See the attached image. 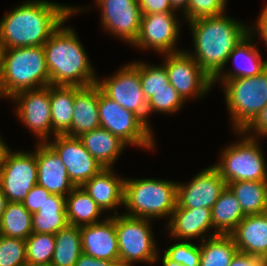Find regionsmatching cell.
Segmentation results:
<instances>
[{
    "label": "cell",
    "mask_w": 267,
    "mask_h": 266,
    "mask_svg": "<svg viewBox=\"0 0 267 266\" xmlns=\"http://www.w3.org/2000/svg\"><path fill=\"white\" fill-rule=\"evenodd\" d=\"M79 8L47 0L25 1L1 19L0 42L4 49L43 46Z\"/></svg>",
    "instance_id": "1"
},
{
    "label": "cell",
    "mask_w": 267,
    "mask_h": 266,
    "mask_svg": "<svg viewBox=\"0 0 267 266\" xmlns=\"http://www.w3.org/2000/svg\"><path fill=\"white\" fill-rule=\"evenodd\" d=\"M188 23L195 52L187 53L212 80L223 70L232 50L250 32V26L225 14L198 18Z\"/></svg>",
    "instance_id": "2"
},
{
    "label": "cell",
    "mask_w": 267,
    "mask_h": 266,
    "mask_svg": "<svg viewBox=\"0 0 267 266\" xmlns=\"http://www.w3.org/2000/svg\"><path fill=\"white\" fill-rule=\"evenodd\" d=\"M64 23L43 45L50 85L86 87L96 84L99 78L82 43L74 29L62 27Z\"/></svg>",
    "instance_id": "3"
},
{
    "label": "cell",
    "mask_w": 267,
    "mask_h": 266,
    "mask_svg": "<svg viewBox=\"0 0 267 266\" xmlns=\"http://www.w3.org/2000/svg\"><path fill=\"white\" fill-rule=\"evenodd\" d=\"M50 85L43 46L6 48L0 77V97Z\"/></svg>",
    "instance_id": "4"
},
{
    "label": "cell",
    "mask_w": 267,
    "mask_h": 266,
    "mask_svg": "<svg viewBox=\"0 0 267 266\" xmlns=\"http://www.w3.org/2000/svg\"><path fill=\"white\" fill-rule=\"evenodd\" d=\"M124 215L135 218H171L177 205V182L159 179H125ZM153 217V218H152Z\"/></svg>",
    "instance_id": "5"
},
{
    "label": "cell",
    "mask_w": 267,
    "mask_h": 266,
    "mask_svg": "<svg viewBox=\"0 0 267 266\" xmlns=\"http://www.w3.org/2000/svg\"><path fill=\"white\" fill-rule=\"evenodd\" d=\"M221 81L233 129L242 131L267 105V68L253 77Z\"/></svg>",
    "instance_id": "6"
},
{
    "label": "cell",
    "mask_w": 267,
    "mask_h": 266,
    "mask_svg": "<svg viewBox=\"0 0 267 266\" xmlns=\"http://www.w3.org/2000/svg\"><path fill=\"white\" fill-rule=\"evenodd\" d=\"M258 139L243 137L237 143L230 144L221 154V162L213 165L226 184L235 181L267 180V165Z\"/></svg>",
    "instance_id": "7"
},
{
    "label": "cell",
    "mask_w": 267,
    "mask_h": 266,
    "mask_svg": "<svg viewBox=\"0 0 267 266\" xmlns=\"http://www.w3.org/2000/svg\"><path fill=\"white\" fill-rule=\"evenodd\" d=\"M100 127L119 137L127 145L145 149L154 148V137L149 128L136 114L107 97L99 87Z\"/></svg>",
    "instance_id": "8"
},
{
    "label": "cell",
    "mask_w": 267,
    "mask_h": 266,
    "mask_svg": "<svg viewBox=\"0 0 267 266\" xmlns=\"http://www.w3.org/2000/svg\"><path fill=\"white\" fill-rule=\"evenodd\" d=\"M115 227L119 246V260L126 263H154L158 260L150 220L135 218L114 211Z\"/></svg>",
    "instance_id": "9"
},
{
    "label": "cell",
    "mask_w": 267,
    "mask_h": 266,
    "mask_svg": "<svg viewBox=\"0 0 267 266\" xmlns=\"http://www.w3.org/2000/svg\"><path fill=\"white\" fill-rule=\"evenodd\" d=\"M100 90L120 106L136 114L149 128L147 99L140 81V61L124 65L107 79L97 80Z\"/></svg>",
    "instance_id": "10"
},
{
    "label": "cell",
    "mask_w": 267,
    "mask_h": 266,
    "mask_svg": "<svg viewBox=\"0 0 267 266\" xmlns=\"http://www.w3.org/2000/svg\"><path fill=\"white\" fill-rule=\"evenodd\" d=\"M36 151L9 150L0 167V187L9 202H23L37 184Z\"/></svg>",
    "instance_id": "11"
},
{
    "label": "cell",
    "mask_w": 267,
    "mask_h": 266,
    "mask_svg": "<svg viewBox=\"0 0 267 266\" xmlns=\"http://www.w3.org/2000/svg\"><path fill=\"white\" fill-rule=\"evenodd\" d=\"M165 57L163 65L168 73L169 83L184 101L190 97L199 98L212 88V79L186 51L165 54Z\"/></svg>",
    "instance_id": "12"
},
{
    "label": "cell",
    "mask_w": 267,
    "mask_h": 266,
    "mask_svg": "<svg viewBox=\"0 0 267 266\" xmlns=\"http://www.w3.org/2000/svg\"><path fill=\"white\" fill-rule=\"evenodd\" d=\"M11 99L18 104L15 111L22 124L38 136L40 143L48 142L52 135L50 85L19 91Z\"/></svg>",
    "instance_id": "13"
},
{
    "label": "cell",
    "mask_w": 267,
    "mask_h": 266,
    "mask_svg": "<svg viewBox=\"0 0 267 266\" xmlns=\"http://www.w3.org/2000/svg\"><path fill=\"white\" fill-rule=\"evenodd\" d=\"M180 26L174 12L142 15L139 35L133 46L141 49L152 48L160 54L183 51L175 49Z\"/></svg>",
    "instance_id": "14"
},
{
    "label": "cell",
    "mask_w": 267,
    "mask_h": 266,
    "mask_svg": "<svg viewBox=\"0 0 267 266\" xmlns=\"http://www.w3.org/2000/svg\"><path fill=\"white\" fill-rule=\"evenodd\" d=\"M53 141L46 142L60 157L67 169L69 179L75 187L83 186L103 167L84 148L78 137L55 135Z\"/></svg>",
    "instance_id": "15"
},
{
    "label": "cell",
    "mask_w": 267,
    "mask_h": 266,
    "mask_svg": "<svg viewBox=\"0 0 267 266\" xmlns=\"http://www.w3.org/2000/svg\"><path fill=\"white\" fill-rule=\"evenodd\" d=\"M101 9V23L107 31L134 44L140 31L138 0H95Z\"/></svg>",
    "instance_id": "16"
},
{
    "label": "cell",
    "mask_w": 267,
    "mask_h": 266,
    "mask_svg": "<svg viewBox=\"0 0 267 266\" xmlns=\"http://www.w3.org/2000/svg\"><path fill=\"white\" fill-rule=\"evenodd\" d=\"M177 183V204L182 208L212 209L227 186L219 171L212 165L199 172L189 184Z\"/></svg>",
    "instance_id": "17"
},
{
    "label": "cell",
    "mask_w": 267,
    "mask_h": 266,
    "mask_svg": "<svg viewBox=\"0 0 267 266\" xmlns=\"http://www.w3.org/2000/svg\"><path fill=\"white\" fill-rule=\"evenodd\" d=\"M82 251L85 255L107 261L119 260L115 215L103 221L80 227Z\"/></svg>",
    "instance_id": "18"
},
{
    "label": "cell",
    "mask_w": 267,
    "mask_h": 266,
    "mask_svg": "<svg viewBox=\"0 0 267 266\" xmlns=\"http://www.w3.org/2000/svg\"><path fill=\"white\" fill-rule=\"evenodd\" d=\"M37 185L51 194L66 197L75 185L69 179L67 169L57 153L45 142L37 143Z\"/></svg>",
    "instance_id": "19"
},
{
    "label": "cell",
    "mask_w": 267,
    "mask_h": 266,
    "mask_svg": "<svg viewBox=\"0 0 267 266\" xmlns=\"http://www.w3.org/2000/svg\"><path fill=\"white\" fill-rule=\"evenodd\" d=\"M229 235L238 252L267 260V212L246 215Z\"/></svg>",
    "instance_id": "20"
},
{
    "label": "cell",
    "mask_w": 267,
    "mask_h": 266,
    "mask_svg": "<svg viewBox=\"0 0 267 266\" xmlns=\"http://www.w3.org/2000/svg\"><path fill=\"white\" fill-rule=\"evenodd\" d=\"M166 228H169L170 236L178 240L181 238L185 241L200 236V241H203V234L213 228L212 209L182 208L177 204Z\"/></svg>",
    "instance_id": "21"
},
{
    "label": "cell",
    "mask_w": 267,
    "mask_h": 266,
    "mask_svg": "<svg viewBox=\"0 0 267 266\" xmlns=\"http://www.w3.org/2000/svg\"><path fill=\"white\" fill-rule=\"evenodd\" d=\"M99 86H75L71 137H79L100 127Z\"/></svg>",
    "instance_id": "22"
},
{
    "label": "cell",
    "mask_w": 267,
    "mask_h": 266,
    "mask_svg": "<svg viewBox=\"0 0 267 266\" xmlns=\"http://www.w3.org/2000/svg\"><path fill=\"white\" fill-rule=\"evenodd\" d=\"M253 34L254 33H251L250 31L228 56L227 62L232 59L236 69L233 72L227 71L228 73L221 71L212 80L213 86L217 83L216 81H220V79L230 80L235 78L253 77L267 68V60L262 61V56L260 55L259 50L252 42Z\"/></svg>",
    "instance_id": "23"
},
{
    "label": "cell",
    "mask_w": 267,
    "mask_h": 266,
    "mask_svg": "<svg viewBox=\"0 0 267 266\" xmlns=\"http://www.w3.org/2000/svg\"><path fill=\"white\" fill-rule=\"evenodd\" d=\"M124 181L112 168H103L82 187L102 211H108L123 206Z\"/></svg>",
    "instance_id": "24"
},
{
    "label": "cell",
    "mask_w": 267,
    "mask_h": 266,
    "mask_svg": "<svg viewBox=\"0 0 267 266\" xmlns=\"http://www.w3.org/2000/svg\"><path fill=\"white\" fill-rule=\"evenodd\" d=\"M84 148L103 168H112L127 144L102 127L96 128L78 137Z\"/></svg>",
    "instance_id": "25"
},
{
    "label": "cell",
    "mask_w": 267,
    "mask_h": 266,
    "mask_svg": "<svg viewBox=\"0 0 267 266\" xmlns=\"http://www.w3.org/2000/svg\"><path fill=\"white\" fill-rule=\"evenodd\" d=\"M75 86L50 85L53 135L71 136Z\"/></svg>",
    "instance_id": "26"
},
{
    "label": "cell",
    "mask_w": 267,
    "mask_h": 266,
    "mask_svg": "<svg viewBox=\"0 0 267 266\" xmlns=\"http://www.w3.org/2000/svg\"><path fill=\"white\" fill-rule=\"evenodd\" d=\"M69 225L66 214V197L51 194L39 211L32 214V232L56 234Z\"/></svg>",
    "instance_id": "27"
},
{
    "label": "cell",
    "mask_w": 267,
    "mask_h": 266,
    "mask_svg": "<svg viewBox=\"0 0 267 266\" xmlns=\"http://www.w3.org/2000/svg\"><path fill=\"white\" fill-rule=\"evenodd\" d=\"M102 210L83 187H75L66 196V214L69 225L82 227L101 222Z\"/></svg>",
    "instance_id": "28"
},
{
    "label": "cell",
    "mask_w": 267,
    "mask_h": 266,
    "mask_svg": "<svg viewBox=\"0 0 267 266\" xmlns=\"http://www.w3.org/2000/svg\"><path fill=\"white\" fill-rule=\"evenodd\" d=\"M245 216L239 201L226 186L212 208V223L215 233L229 235Z\"/></svg>",
    "instance_id": "29"
},
{
    "label": "cell",
    "mask_w": 267,
    "mask_h": 266,
    "mask_svg": "<svg viewBox=\"0 0 267 266\" xmlns=\"http://www.w3.org/2000/svg\"><path fill=\"white\" fill-rule=\"evenodd\" d=\"M227 187L239 201L245 215L267 212V180L235 181L227 183Z\"/></svg>",
    "instance_id": "30"
},
{
    "label": "cell",
    "mask_w": 267,
    "mask_h": 266,
    "mask_svg": "<svg viewBox=\"0 0 267 266\" xmlns=\"http://www.w3.org/2000/svg\"><path fill=\"white\" fill-rule=\"evenodd\" d=\"M200 245L199 266H229L232 258L238 252L230 235L213 232Z\"/></svg>",
    "instance_id": "31"
},
{
    "label": "cell",
    "mask_w": 267,
    "mask_h": 266,
    "mask_svg": "<svg viewBox=\"0 0 267 266\" xmlns=\"http://www.w3.org/2000/svg\"><path fill=\"white\" fill-rule=\"evenodd\" d=\"M82 251L80 227L68 225L55 234L52 266H75Z\"/></svg>",
    "instance_id": "32"
},
{
    "label": "cell",
    "mask_w": 267,
    "mask_h": 266,
    "mask_svg": "<svg viewBox=\"0 0 267 266\" xmlns=\"http://www.w3.org/2000/svg\"><path fill=\"white\" fill-rule=\"evenodd\" d=\"M32 233V213L22 202H8L0 221V235L26 240Z\"/></svg>",
    "instance_id": "33"
},
{
    "label": "cell",
    "mask_w": 267,
    "mask_h": 266,
    "mask_svg": "<svg viewBox=\"0 0 267 266\" xmlns=\"http://www.w3.org/2000/svg\"><path fill=\"white\" fill-rule=\"evenodd\" d=\"M27 264H51L55 250V235L32 233L26 240Z\"/></svg>",
    "instance_id": "34"
},
{
    "label": "cell",
    "mask_w": 267,
    "mask_h": 266,
    "mask_svg": "<svg viewBox=\"0 0 267 266\" xmlns=\"http://www.w3.org/2000/svg\"><path fill=\"white\" fill-rule=\"evenodd\" d=\"M140 81L142 91L148 100L156 92L168 88L169 78L164 65H147L140 61Z\"/></svg>",
    "instance_id": "35"
},
{
    "label": "cell",
    "mask_w": 267,
    "mask_h": 266,
    "mask_svg": "<svg viewBox=\"0 0 267 266\" xmlns=\"http://www.w3.org/2000/svg\"><path fill=\"white\" fill-rule=\"evenodd\" d=\"M26 242L0 235V266H26Z\"/></svg>",
    "instance_id": "36"
},
{
    "label": "cell",
    "mask_w": 267,
    "mask_h": 266,
    "mask_svg": "<svg viewBox=\"0 0 267 266\" xmlns=\"http://www.w3.org/2000/svg\"><path fill=\"white\" fill-rule=\"evenodd\" d=\"M185 101L178 91L169 83L168 88L162 89L147 100L148 116L152 112L174 113L182 107Z\"/></svg>",
    "instance_id": "37"
},
{
    "label": "cell",
    "mask_w": 267,
    "mask_h": 266,
    "mask_svg": "<svg viewBox=\"0 0 267 266\" xmlns=\"http://www.w3.org/2000/svg\"><path fill=\"white\" fill-rule=\"evenodd\" d=\"M227 0H189L184 18L188 22L204 17H214L225 14Z\"/></svg>",
    "instance_id": "38"
},
{
    "label": "cell",
    "mask_w": 267,
    "mask_h": 266,
    "mask_svg": "<svg viewBox=\"0 0 267 266\" xmlns=\"http://www.w3.org/2000/svg\"><path fill=\"white\" fill-rule=\"evenodd\" d=\"M164 254L172 261L184 266H199L200 246L190 241H181L165 250Z\"/></svg>",
    "instance_id": "39"
},
{
    "label": "cell",
    "mask_w": 267,
    "mask_h": 266,
    "mask_svg": "<svg viewBox=\"0 0 267 266\" xmlns=\"http://www.w3.org/2000/svg\"><path fill=\"white\" fill-rule=\"evenodd\" d=\"M51 193L47 191L44 187L39 185H35L27 194L25 199L23 200L24 207L30 213H36L39 211L40 207L43 205L46 199L49 198Z\"/></svg>",
    "instance_id": "40"
},
{
    "label": "cell",
    "mask_w": 267,
    "mask_h": 266,
    "mask_svg": "<svg viewBox=\"0 0 267 266\" xmlns=\"http://www.w3.org/2000/svg\"><path fill=\"white\" fill-rule=\"evenodd\" d=\"M253 129V130H252ZM254 132V135H250L249 132ZM238 135H245L253 138L267 137V105L257 114V116L242 130L235 131Z\"/></svg>",
    "instance_id": "41"
},
{
    "label": "cell",
    "mask_w": 267,
    "mask_h": 266,
    "mask_svg": "<svg viewBox=\"0 0 267 266\" xmlns=\"http://www.w3.org/2000/svg\"><path fill=\"white\" fill-rule=\"evenodd\" d=\"M142 15L152 13L175 12L170 0H138Z\"/></svg>",
    "instance_id": "42"
},
{
    "label": "cell",
    "mask_w": 267,
    "mask_h": 266,
    "mask_svg": "<svg viewBox=\"0 0 267 266\" xmlns=\"http://www.w3.org/2000/svg\"><path fill=\"white\" fill-rule=\"evenodd\" d=\"M229 266H266V260L260 256L237 252Z\"/></svg>",
    "instance_id": "43"
},
{
    "label": "cell",
    "mask_w": 267,
    "mask_h": 266,
    "mask_svg": "<svg viewBox=\"0 0 267 266\" xmlns=\"http://www.w3.org/2000/svg\"><path fill=\"white\" fill-rule=\"evenodd\" d=\"M259 15L260 16L256 22L257 24L255 25L256 30L253 31V27L250 26V31H252L251 33L258 32L262 41L264 40V43L267 45V5L263 7V10Z\"/></svg>",
    "instance_id": "44"
},
{
    "label": "cell",
    "mask_w": 267,
    "mask_h": 266,
    "mask_svg": "<svg viewBox=\"0 0 267 266\" xmlns=\"http://www.w3.org/2000/svg\"><path fill=\"white\" fill-rule=\"evenodd\" d=\"M111 263V261L96 259L82 253L75 263V266H111Z\"/></svg>",
    "instance_id": "45"
},
{
    "label": "cell",
    "mask_w": 267,
    "mask_h": 266,
    "mask_svg": "<svg viewBox=\"0 0 267 266\" xmlns=\"http://www.w3.org/2000/svg\"><path fill=\"white\" fill-rule=\"evenodd\" d=\"M172 4V8L177 12L179 11V8L183 13L188 9L189 0H170Z\"/></svg>",
    "instance_id": "46"
},
{
    "label": "cell",
    "mask_w": 267,
    "mask_h": 266,
    "mask_svg": "<svg viewBox=\"0 0 267 266\" xmlns=\"http://www.w3.org/2000/svg\"><path fill=\"white\" fill-rule=\"evenodd\" d=\"M8 202L9 201H8L6 195L3 193V190L0 187V221H1L2 215L6 209Z\"/></svg>",
    "instance_id": "47"
},
{
    "label": "cell",
    "mask_w": 267,
    "mask_h": 266,
    "mask_svg": "<svg viewBox=\"0 0 267 266\" xmlns=\"http://www.w3.org/2000/svg\"><path fill=\"white\" fill-rule=\"evenodd\" d=\"M10 150L5 142L0 137V167L2 163L4 162V158L6 156V153Z\"/></svg>",
    "instance_id": "48"
},
{
    "label": "cell",
    "mask_w": 267,
    "mask_h": 266,
    "mask_svg": "<svg viewBox=\"0 0 267 266\" xmlns=\"http://www.w3.org/2000/svg\"><path fill=\"white\" fill-rule=\"evenodd\" d=\"M162 262H163L162 263L163 266H184V265H181L180 263H176L170 260L165 254H163Z\"/></svg>",
    "instance_id": "49"
},
{
    "label": "cell",
    "mask_w": 267,
    "mask_h": 266,
    "mask_svg": "<svg viewBox=\"0 0 267 266\" xmlns=\"http://www.w3.org/2000/svg\"><path fill=\"white\" fill-rule=\"evenodd\" d=\"M3 53H4V46L0 42V77L2 73Z\"/></svg>",
    "instance_id": "50"
},
{
    "label": "cell",
    "mask_w": 267,
    "mask_h": 266,
    "mask_svg": "<svg viewBox=\"0 0 267 266\" xmlns=\"http://www.w3.org/2000/svg\"><path fill=\"white\" fill-rule=\"evenodd\" d=\"M111 266H133L130 263H126L124 261L118 260L111 263Z\"/></svg>",
    "instance_id": "51"
},
{
    "label": "cell",
    "mask_w": 267,
    "mask_h": 266,
    "mask_svg": "<svg viewBox=\"0 0 267 266\" xmlns=\"http://www.w3.org/2000/svg\"><path fill=\"white\" fill-rule=\"evenodd\" d=\"M26 266H52L51 264H26Z\"/></svg>",
    "instance_id": "52"
}]
</instances>
